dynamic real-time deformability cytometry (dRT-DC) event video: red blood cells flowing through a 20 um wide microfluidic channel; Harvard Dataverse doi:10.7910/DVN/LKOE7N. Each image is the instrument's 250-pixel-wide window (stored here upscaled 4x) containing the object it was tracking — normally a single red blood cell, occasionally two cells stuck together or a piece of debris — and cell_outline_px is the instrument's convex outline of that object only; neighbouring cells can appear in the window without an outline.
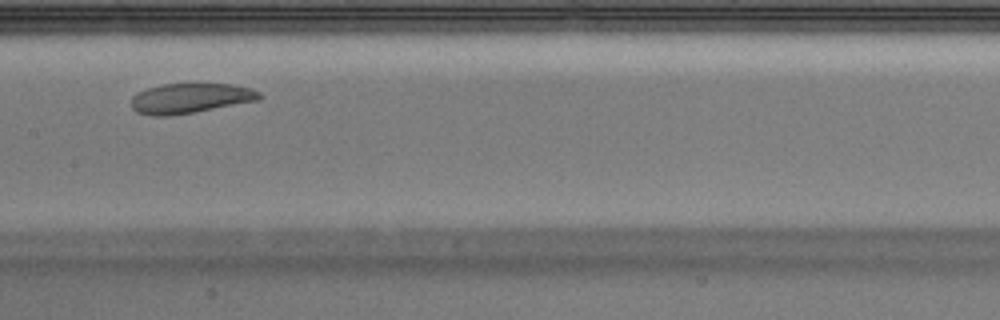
{"species": "Egyptian fruit bat (a non-hibernating species)", "species_latin": "Rousettus aegyptiacus", "temperature_condition": "warm", "stored_images_in_passage": 26, "camera_frame_rate_fps": 3000, "um_per_image_px": 0.085, "animal": {"sex": "male"}, "frame": {"image": 1, "passage_image": 12, "time_ms": 3.667, "image_size_px": [1000, 320], "cell_outline_px": [[264, 96], [260, 100], [192, 112], [168, 116], [152, 116], [136, 112], [132, 108], [132, 96], [136, 92], [160, 84], [232, 84], [248, 88], [260, 92]], "centroid_in_image_um": [16.15, 8.35], "position_along_channel_um": 191.2, "area_um2": 22.31}}
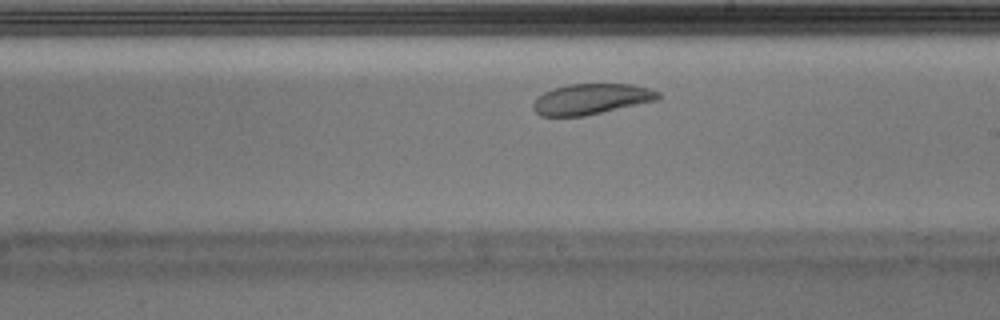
{"frame": {"image": 2, "passage_image": 15, "time_ms": 4.667, "image_size_px": [1000, 320], "cell_outline_px": [[660, 100], [584, 116], [540, 116], [532, 108], [532, 104], [536, 96], [552, 88], [568, 84], [632, 84], [652, 88], [660, 92]], "centroid_in_image_um": [50.27, 8.41], "position_along_channel_um": 238.7, "area_um2": 22.72}}